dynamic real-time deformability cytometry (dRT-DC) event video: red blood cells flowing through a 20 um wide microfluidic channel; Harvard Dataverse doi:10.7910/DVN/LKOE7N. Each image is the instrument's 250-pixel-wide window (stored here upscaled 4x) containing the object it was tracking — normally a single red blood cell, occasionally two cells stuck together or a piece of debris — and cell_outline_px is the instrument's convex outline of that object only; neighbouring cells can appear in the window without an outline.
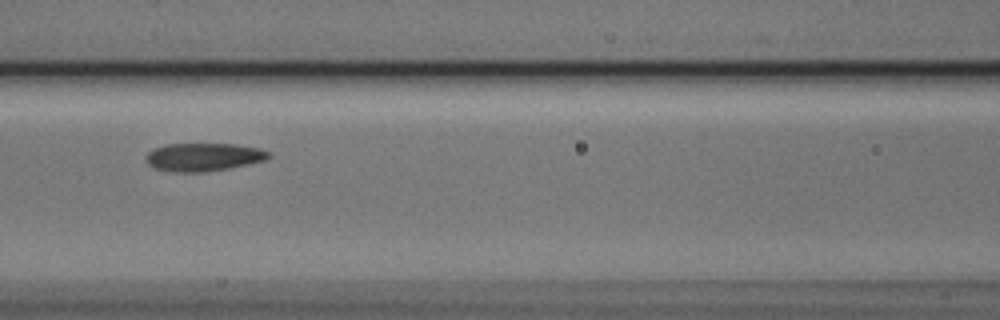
{"species": "Egyptian fruit bat (a non-hibernating species)", "species_latin": "Rousettus aegyptiacus", "temperature_condition": "cold", "stored_images_in_passage": 8, "camera_frame_rate_fps": 3000, "um_per_image_px": 0.085, "animal": {"sex": "male"}, "frame": {"image": 1, "passage_image": 6, "time_ms": 1.667, "image_size_px": [1000, 320], "cell_outline_px": [[272, 156], [264, 160], [248, 164], [228, 168], [204, 172], [176, 172], [156, 168], [148, 164], [144, 156], [152, 148], [168, 144], [236, 144], [260, 148], [268, 152]], "centroid_in_image_um": [17.28, 13.34], "position_along_channel_um": 149.3, "area_um2": 20.06}}
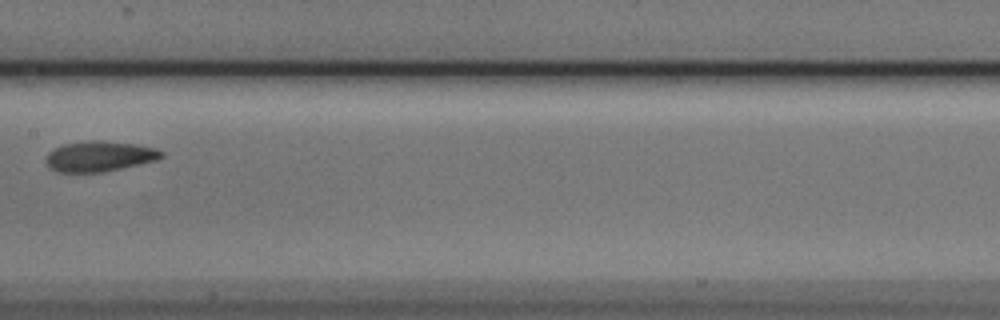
{"frame": {"image": 2, "passage_image": 7, "time_ms": 2.0, "image_size_px": [1000, 320], "cell_outline_px": [[164, 156], [156, 160], [104, 172], [56, 172], [48, 168], [44, 160], [48, 152], [52, 148], [64, 144], [92, 140], [100, 140], [136, 144], [156, 148], [164, 152]], "centroid_in_image_um": [8.41, 13.28], "position_along_channel_um": 199.0, "area_um2": 20.69}}
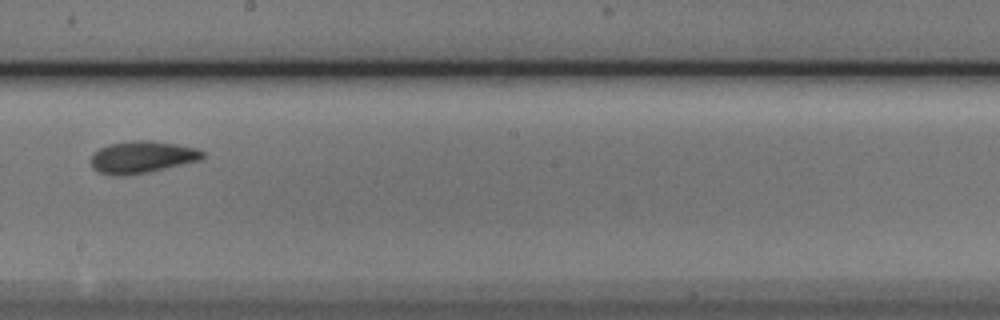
{"frame": {"image": 3, "passage_image": 8, "time_ms": 2.333, "image_size_px": [1000, 320], "cell_outline_px": [[204, 156], [200, 160], [148, 172], [124, 176], [116, 176], [100, 172], [92, 168], [88, 160], [92, 152], [108, 144], [132, 140], [152, 140], [176, 144], [196, 148], [204, 152]], "centroid_in_image_um": [12.01, 13.35], "position_along_channel_um": 236.2, "area_um2": 21.1}}